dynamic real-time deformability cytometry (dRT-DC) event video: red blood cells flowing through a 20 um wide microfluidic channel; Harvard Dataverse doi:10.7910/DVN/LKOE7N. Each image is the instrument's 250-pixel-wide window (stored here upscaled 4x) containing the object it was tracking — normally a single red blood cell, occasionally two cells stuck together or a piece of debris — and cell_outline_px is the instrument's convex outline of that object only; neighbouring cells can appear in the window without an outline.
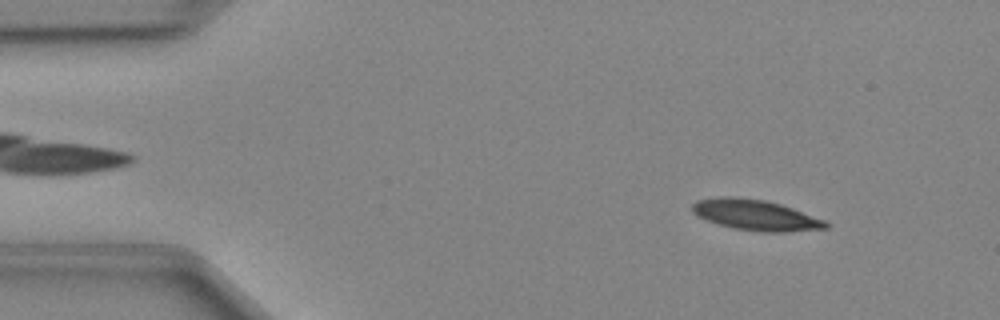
{"species": "Egyptian fruit bat (a non-hibernating species)", "species_latin": "Rousettus aegyptiacus", "temperature_condition": "cold", "stored_images_in_passage": 47, "camera_frame_rate_fps": 3000, "um_per_image_px": 0.085, "animal": {"sex": "female"}, "frame": {"image": 1, "passage_image": 5, "time_ms": 1.333, "image_size_px": [1000, 320], "cell_outline_px": [[828, 228], [784, 232], [764, 232], [736, 228], [720, 224], [696, 216], [692, 212], [692, 204], [696, 200], [716, 196], [732, 196], [764, 200], [780, 204], [792, 208], [824, 220], [828, 224]], "centroid_in_image_um": [64.18, 18.26], "position_along_channel_um": 20.8, "area_um2": 23.64}}
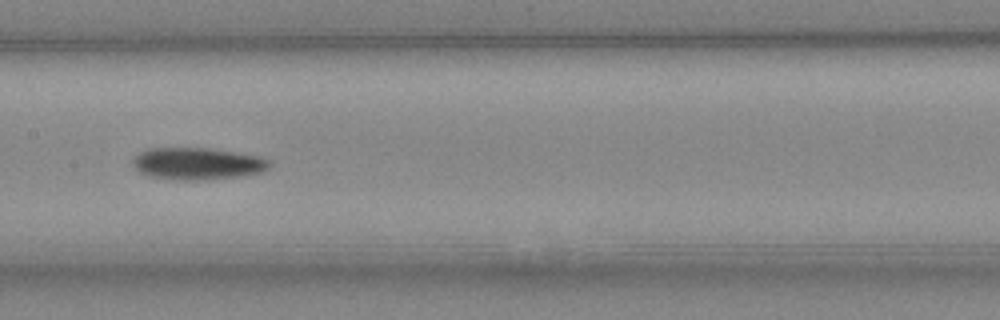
{"frame": {"image": 2, "passage_image": 23, "time_ms": 7.333, "image_size_px": [1000, 320], "cell_outline_px": [[268, 168], [260, 172], [240, 176], [204, 180], [172, 180], [152, 176], [140, 172], [132, 164], [132, 160], [140, 152], [148, 148], [208, 148], [256, 156], [268, 160]], "centroid_in_image_um": [16.72, 13.91], "position_along_channel_um": 190.7, "area_um2": 25.14}}
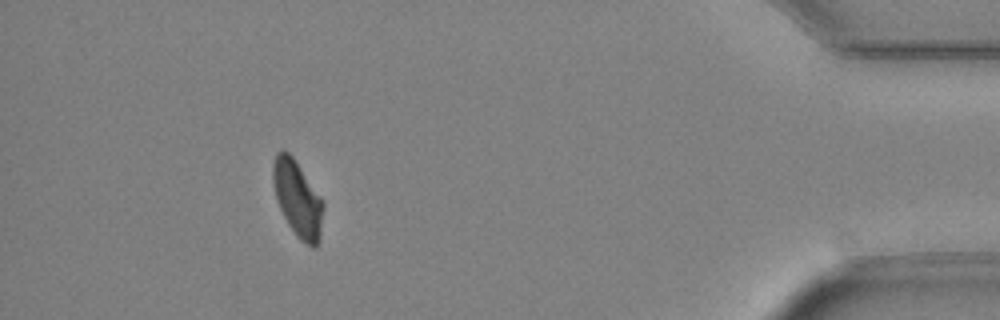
{"frame": {"image": 3, "passage_image": 43, "time_ms": 14.0, "image_size_px": [1000, 320], "cell_outline_px": [[324, 204], [320, 236], [316, 248], [312, 248], [300, 240], [296, 236], [288, 224], [276, 200], [272, 180], [272, 164], [276, 152], [280, 148], [284, 148], [292, 156], [320, 196]], "centroid_in_image_um": [25.27, 16.88], "position_along_channel_um": 409.9, "area_um2": 22.37}}